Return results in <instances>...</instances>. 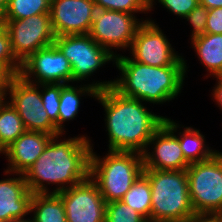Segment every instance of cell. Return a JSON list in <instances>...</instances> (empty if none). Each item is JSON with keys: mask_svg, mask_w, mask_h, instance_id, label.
Returning a JSON list of instances; mask_svg holds the SVG:
<instances>
[{"mask_svg": "<svg viewBox=\"0 0 222 222\" xmlns=\"http://www.w3.org/2000/svg\"><path fill=\"white\" fill-rule=\"evenodd\" d=\"M65 134L68 133L52 136L43 153L23 174L32 193L57 194L89 177L92 139L86 134L67 138ZM50 184L56 187L50 188Z\"/></svg>", "mask_w": 222, "mask_h": 222, "instance_id": "obj_1", "label": "cell"}, {"mask_svg": "<svg viewBox=\"0 0 222 222\" xmlns=\"http://www.w3.org/2000/svg\"><path fill=\"white\" fill-rule=\"evenodd\" d=\"M95 100L103 107L108 150L143 153L165 116L150 111L145 102L122 96L113 87L99 90Z\"/></svg>", "mask_w": 222, "mask_h": 222, "instance_id": "obj_2", "label": "cell"}, {"mask_svg": "<svg viewBox=\"0 0 222 222\" xmlns=\"http://www.w3.org/2000/svg\"><path fill=\"white\" fill-rule=\"evenodd\" d=\"M188 65V66H187ZM114 66L119 75L113 88L122 96L141 100L153 106L170 103L182 93L189 64L183 57L177 64L155 67L134 61L119 53Z\"/></svg>", "mask_w": 222, "mask_h": 222, "instance_id": "obj_3", "label": "cell"}, {"mask_svg": "<svg viewBox=\"0 0 222 222\" xmlns=\"http://www.w3.org/2000/svg\"><path fill=\"white\" fill-rule=\"evenodd\" d=\"M151 187L150 220L186 222L195 213L185 170L144 169Z\"/></svg>", "mask_w": 222, "mask_h": 222, "instance_id": "obj_4", "label": "cell"}, {"mask_svg": "<svg viewBox=\"0 0 222 222\" xmlns=\"http://www.w3.org/2000/svg\"><path fill=\"white\" fill-rule=\"evenodd\" d=\"M100 156L90 153L89 177L97 184L106 203L121 200L143 173V157L134 151H114Z\"/></svg>", "mask_w": 222, "mask_h": 222, "instance_id": "obj_5", "label": "cell"}, {"mask_svg": "<svg viewBox=\"0 0 222 222\" xmlns=\"http://www.w3.org/2000/svg\"><path fill=\"white\" fill-rule=\"evenodd\" d=\"M54 44L70 62L73 83L87 81V84L93 85L98 91L113 86L114 79L90 82L89 78L96 75L100 68L111 62L114 66L115 56L97 44L88 34L56 36Z\"/></svg>", "mask_w": 222, "mask_h": 222, "instance_id": "obj_6", "label": "cell"}, {"mask_svg": "<svg viewBox=\"0 0 222 222\" xmlns=\"http://www.w3.org/2000/svg\"><path fill=\"white\" fill-rule=\"evenodd\" d=\"M195 214L222 213V152L186 169Z\"/></svg>", "mask_w": 222, "mask_h": 222, "instance_id": "obj_7", "label": "cell"}, {"mask_svg": "<svg viewBox=\"0 0 222 222\" xmlns=\"http://www.w3.org/2000/svg\"><path fill=\"white\" fill-rule=\"evenodd\" d=\"M146 18L144 20L131 13L97 9L88 35L116 57L119 55L117 50H124L125 53L129 51L138 29L149 20Z\"/></svg>", "mask_w": 222, "mask_h": 222, "instance_id": "obj_8", "label": "cell"}, {"mask_svg": "<svg viewBox=\"0 0 222 222\" xmlns=\"http://www.w3.org/2000/svg\"><path fill=\"white\" fill-rule=\"evenodd\" d=\"M6 100L17 111L26 131L44 132L53 136L61 133L43 109L41 84L30 83L20 75L12 76Z\"/></svg>", "mask_w": 222, "mask_h": 222, "instance_id": "obj_9", "label": "cell"}, {"mask_svg": "<svg viewBox=\"0 0 222 222\" xmlns=\"http://www.w3.org/2000/svg\"><path fill=\"white\" fill-rule=\"evenodd\" d=\"M158 23L149 17L138 29L129 56L139 63L163 67L177 64L184 56L170 43Z\"/></svg>", "mask_w": 222, "mask_h": 222, "instance_id": "obj_10", "label": "cell"}, {"mask_svg": "<svg viewBox=\"0 0 222 222\" xmlns=\"http://www.w3.org/2000/svg\"><path fill=\"white\" fill-rule=\"evenodd\" d=\"M16 58L22 63L37 50L54 44L50 14H36L20 20H1Z\"/></svg>", "mask_w": 222, "mask_h": 222, "instance_id": "obj_11", "label": "cell"}, {"mask_svg": "<svg viewBox=\"0 0 222 222\" xmlns=\"http://www.w3.org/2000/svg\"><path fill=\"white\" fill-rule=\"evenodd\" d=\"M19 75L33 84L73 83L70 62L55 44L32 53L22 62Z\"/></svg>", "mask_w": 222, "mask_h": 222, "instance_id": "obj_12", "label": "cell"}, {"mask_svg": "<svg viewBox=\"0 0 222 222\" xmlns=\"http://www.w3.org/2000/svg\"><path fill=\"white\" fill-rule=\"evenodd\" d=\"M57 194L64 203L67 222H104L106 202L90 177Z\"/></svg>", "mask_w": 222, "mask_h": 222, "instance_id": "obj_13", "label": "cell"}, {"mask_svg": "<svg viewBox=\"0 0 222 222\" xmlns=\"http://www.w3.org/2000/svg\"><path fill=\"white\" fill-rule=\"evenodd\" d=\"M96 10L93 0H51L49 14L55 36L88 34Z\"/></svg>", "mask_w": 222, "mask_h": 222, "instance_id": "obj_14", "label": "cell"}, {"mask_svg": "<svg viewBox=\"0 0 222 222\" xmlns=\"http://www.w3.org/2000/svg\"><path fill=\"white\" fill-rule=\"evenodd\" d=\"M142 157L144 169L185 170L190 166L178 138L164 124L153 134Z\"/></svg>", "mask_w": 222, "mask_h": 222, "instance_id": "obj_15", "label": "cell"}, {"mask_svg": "<svg viewBox=\"0 0 222 222\" xmlns=\"http://www.w3.org/2000/svg\"><path fill=\"white\" fill-rule=\"evenodd\" d=\"M3 173L5 176L0 179V222L28 217L33 193L27 187L24 175L5 168Z\"/></svg>", "mask_w": 222, "mask_h": 222, "instance_id": "obj_16", "label": "cell"}, {"mask_svg": "<svg viewBox=\"0 0 222 222\" xmlns=\"http://www.w3.org/2000/svg\"><path fill=\"white\" fill-rule=\"evenodd\" d=\"M52 136L44 132L25 131L1 153L8 162L5 170L24 174L43 153Z\"/></svg>", "mask_w": 222, "mask_h": 222, "instance_id": "obj_17", "label": "cell"}, {"mask_svg": "<svg viewBox=\"0 0 222 222\" xmlns=\"http://www.w3.org/2000/svg\"><path fill=\"white\" fill-rule=\"evenodd\" d=\"M163 124L178 138L183 156L189 164L205 161L219 151L212 149L206 143L205 135L200 129L193 126H182L179 121L171 120L167 116H165Z\"/></svg>", "mask_w": 222, "mask_h": 222, "instance_id": "obj_18", "label": "cell"}, {"mask_svg": "<svg viewBox=\"0 0 222 222\" xmlns=\"http://www.w3.org/2000/svg\"><path fill=\"white\" fill-rule=\"evenodd\" d=\"M76 84V85H75ZM78 85V86H77ZM98 90L91 84L69 83L61 88L58 130L61 133H66L65 123L75 120L78 116L79 108L81 107L82 97L86 96L95 99Z\"/></svg>", "mask_w": 222, "mask_h": 222, "instance_id": "obj_19", "label": "cell"}, {"mask_svg": "<svg viewBox=\"0 0 222 222\" xmlns=\"http://www.w3.org/2000/svg\"><path fill=\"white\" fill-rule=\"evenodd\" d=\"M190 46L199 63L205 67V72H208L204 79L222 75V34L206 33L192 39Z\"/></svg>", "mask_w": 222, "mask_h": 222, "instance_id": "obj_20", "label": "cell"}, {"mask_svg": "<svg viewBox=\"0 0 222 222\" xmlns=\"http://www.w3.org/2000/svg\"><path fill=\"white\" fill-rule=\"evenodd\" d=\"M30 216L34 222H67L64 203L56 193H33Z\"/></svg>", "mask_w": 222, "mask_h": 222, "instance_id": "obj_21", "label": "cell"}, {"mask_svg": "<svg viewBox=\"0 0 222 222\" xmlns=\"http://www.w3.org/2000/svg\"><path fill=\"white\" fill-rule=\"evenodd\" d=\"M26 131L17 111L7 101L0 102V153Z\"/></svg>", "mask_w": 222, "mask_h": 222, "instance_id": "obj_22", "label": "cell"}, {"mask_svg": "<svg viewBox=\"0 0 222 222\" xmlns=\"http://www.w3.org/2000/svg\"><path fill=\"white\" fill-rule=\"evenodd\" d=\"M135 209L147 221L151 214V187L148 178L142 173L121 199Z\"/></svg>", "mask_w": 222, "mask_h": 222, "instance_id": "obj_23", "label": "cell"}, {"mask_svg": "<svg viewBox=\"0 0 222 222\" xmlns=\"http://www.w3.org/2000/svg\"><path fill=\"white\" fill-rule=\"evenodd\" d=\"M51 0H8L1 20H20L36 14H49Z\"/></svg>", "mask_w": 222, "mask_h": 222, "instance_id": "obj_24", "label": "cell"}, {"mask_svg": "<svg viewBox=\"0 0 222 222\" xmlns=\"http://www.w3.org/2000/svg\"><path fill=\"white\" fill-rule=\"evenodd\" d=\"M96 9L112 10L134 15L150 12V4L146 0H93Z\"/></svg>", "mask_w": 222, "mask_h": 222, "instance_id": "obj_25", "label": "cell"}, {"mask_svg": "<svg viewBox=\"0 0 222 222\" xmlns=\"http://www.w3.org/2000/svg\"><path fill=\"white\" fill-rule=\"evenodd\" d=\"M0 66L12 76L19 75L22 67V63L12 51L10 35L2 22L0 23Z\"/></svg>", "mask_w": 222, "mask_h": 222, "instance_id": "obj_26", "label": "cell"}, {"mask_svg": "<svg viewBox=\"0 0 222 222\" xmlns=\"http://www.w3.org/2000/svg\"><path fill=\"white\" fill-rule=\"evenodd\" d=\"M147 220L135 209L117 200L106 203L104 222H146Z\"/></svg>", "mask_w": 222, "mask_h": 222, "instance_id": "obj_27", "label": "cell"}, {"mask_svg": "<svg viewBox=\"0 0 222 222\" xmlns=\"http://www.w3.org/2000/svg\"><path fill=\"white\" fill-rule=\"evenodd\" d=\"M65 84L61 83H51V84H41V97L43 103V109L49 119L56 125L58 129V116H59V104H60V94L61 88Z\"/></svg>", "mask_w": 222, "mask_h": 222, "instance_id": "obj_28", "label": "cell"}, {"mask_svg": "<svg viewBox=\"0 0 222 222\" xmlns=\"http://www.w3.org/2000/svg\"><path fill=\"white\" fill-rule=\"evenodd\" d=\"M157 3H160L163 6L162 8L167 9V12L169 11L172 15L181 19L199 4V0H152L150 2V12L155 10Z\"/></svg>", "mask_w": 222, "mask_h": 222, "instance_id": "obj_29", "label": "cell"}, {"mask_svg": "<svg viewBox=\"0 0 222 222\" xmlns=\"http://www.w3.org/2000/svg\"><path fill=\"white\" fill-rule=\"evenodd\" d=\"M208 13L209 9L199 3L188 15L182 18L188 21L190 23V27H192L190 30V32H192L189 36L190 41L196 37L206 34Z\"/></svg>", "mask_w": 222, "mask_h": 222, "instance_id": "obj_30", "label": "cell"}, {"mask_svg": "<svg viewBox=\"0 0 222 222\" xmlns=\"http://www.w3.org/2000/svg\"><path fill=\"white\" fill-rule=\"evenodd\" d=\"M206 33L222 34V7L209 10L206 21Z\"/></svg>", "mask_w": 222, "mask_h": 222, "instance_id": "obj_31", "label": "cell"}, {"mask_svg": "<svg viewBox=\"0 0 222 222\" xmlns=\"http://www.w3.org/2000/svg\"><path fill=\"white\" fill-rule=\"evenodd\" d=\"M215 81L214 87H212L211 98L218 105L219 109L222 111V75L213 76Z\"/></svg>", "mask_w": 222, "mask_h": 222, "instance_id": "obj_32", "label": "cell"}, {"mask_svg": "<svg viewBox=\"0 0 222 222\" xmlns=\"http://www.w3.org/2000/svg\"><path fill=\"white\" fill-rule=\"evenodd\" d=\"M12 75L3 67L0 66V102L6 100L7 87Z\"/></svg>", "mask_w": 222, "mask_h": 222, "instance_id": "obj_33", "label": "cell"}, {"mask_svg": "<svg viewBox=\"0 0 222 222\" xmlns=\"http://www.w3.org/2000/svg\"><path fill=\"white\" fill-rule=\"evenodd\" d=\"M186 222H222V213L194 214Z\"/></svg>", "mask_w": 222, "mask_h": 222, "instance_id": "obj_34", "label": "cell"}, {"mask_svg": "<svg viewBox=\"0 0 222 222\" xmlns=\"http://www.w3.org/2000/svg\"><path fill=\"white\" fill-rule=\"evenodd\" d=\"M199 3L207 7L209 10L222 7V0H199Z\"/></svg>", "mask_w": 222, "mask_h": 222, "instance_id": "obj_35", "label": "cell"}, {"mask_svg": "<svg viewBox=\"0 0 222 222\" xmlns=\"http://www.w3.org/2000/svg\"><path fill=\"white\" fill-rule=\"evenodd\" d=\"M7 4L8 0H0V17H2L3 14L5 13Z\"/></svg>", "mask_w": 222, "mask_h": 222, "instance_id": "obj_36", "label": "cell"}, {"mask_svg": "<svg viewBox=\"0 0 222 222\" xmlns=\"http://www.w3.org/2000/svg\"><path fill=\"white\" fill-rule=\"evenodd\" d=\"M10 222H34V220L30 216H28L26 218L14 219Z\"/></svg>", "mask_w": 222, "mask_h": 222, "instance_id": "obj_37", "label": "cell"}, {"mask_svg": "<svg viewBox=\"0 0 222 222\" xmlns=\"http://www.w3.org/2000/svg\"><path fill=\"white\" fill-rule=\"evenodd\" d=\"M146 222H164V221H152V220H148Z\"/></svg>", "mask_w": 222, "mask_h": 222, "instance_id": "obj_38", "label": "cell"}]
</instances>
